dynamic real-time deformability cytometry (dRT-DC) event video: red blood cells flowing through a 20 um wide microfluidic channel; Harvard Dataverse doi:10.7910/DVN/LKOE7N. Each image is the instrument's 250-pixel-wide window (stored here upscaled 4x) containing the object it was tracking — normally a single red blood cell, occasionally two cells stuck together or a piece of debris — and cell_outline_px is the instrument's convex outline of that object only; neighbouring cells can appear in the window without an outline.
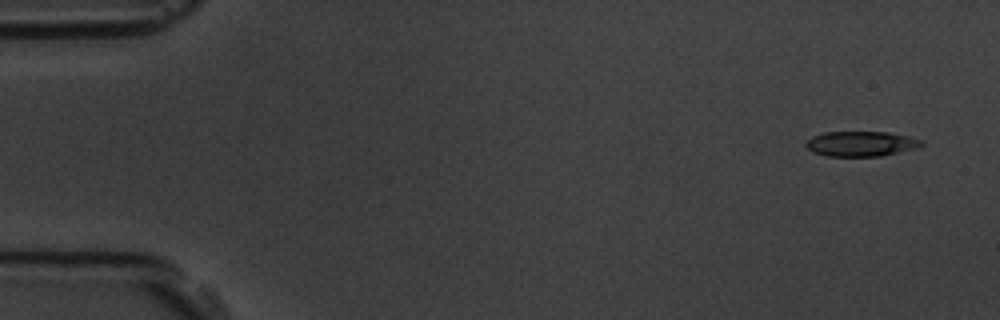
{"species": "common noctule bat (a hibernating species)", "species_latin": "Nyctalus noctula", "temperature_condition": "room temperature", "stored_images_in_passage": 4, "camera_frame_rate_fps": 3000, "um_per_image_px": 0.085, "animal": {"sex": "male", "body_mass_g": 19.5, "forearm_length_mm": 54.6}, "frame": {"image": 1, "passage_image": 1, "time_ms": 0.0, "image_size_px": [1000, 320], "cell_outline_px": [[924, 144], [920, 148], [880, 156], [828, 156], [812, 152], [804, 144], [812, 136], [824, 132], [888, 132], [908, 136], [920, 140]], "centroid_in_image_um": [73.2, 12.22], "position_along_channel_um": 11.8, "area_um2": 16.94}}
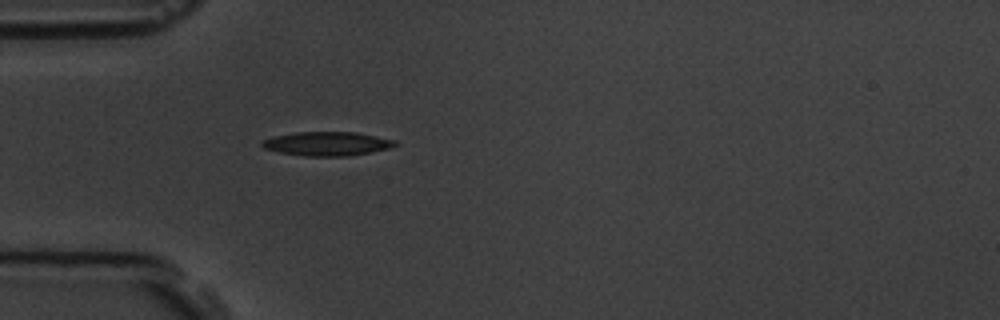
{"frame": {"image": 2, "passage_image": 4, "time_ms": 4.333, "image_size_px": [1000, 320], "cell_outline_px": [[396, 144], [388, 148], [348, 156], [304, 156], [280, 152], [264, 148], [260, 144], [264, 140], [272, 136], [296, 132], [356, 132], [396, 140]], "centroid_in_image_um": [27.76, 12.21], "position_along_channel_um": 57.2, "area_um2": 18.38}}